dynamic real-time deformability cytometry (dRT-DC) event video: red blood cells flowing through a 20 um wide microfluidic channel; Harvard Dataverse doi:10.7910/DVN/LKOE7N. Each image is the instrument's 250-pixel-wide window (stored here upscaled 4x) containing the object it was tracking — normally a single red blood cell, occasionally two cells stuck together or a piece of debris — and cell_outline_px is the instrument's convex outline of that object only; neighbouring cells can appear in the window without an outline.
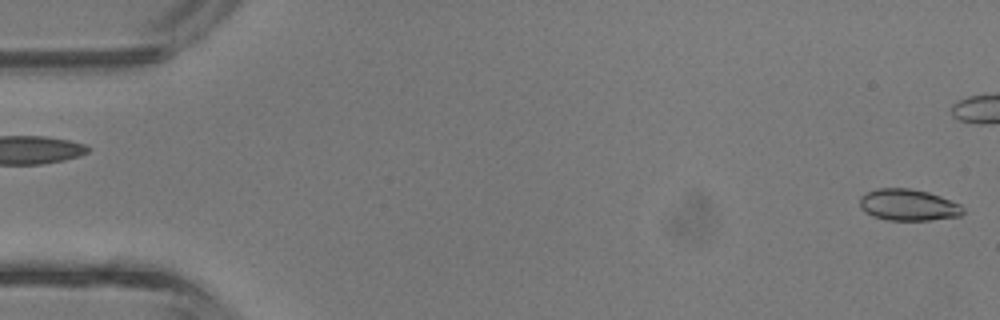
{"species": "common noctule bat (a hibernating species)", "species_latin": "Nyctalus noctula", "temperature_condition": "room temperature", "stored_images_in_passage": 5, "camera_frame_rate_fps": 3000, "um_per_image_px": 0.085, "animal": {"sex": "male", "body_mass_g": 13.3}, "frame": {"image": 1, "passage_image": 1, "time_ms": 0.0, "image_size_px": [1000, 320], "cell_outline_px": [[964, 212], [960, 216], [928, 220], [888, 220], [872, 216], [864, 212], [860, 208], [860, 196], [876, 188], [908, 188], [928, 192], [940, 196], [960, 204], [964, 208]], "centroid_in_image_um": [77.19, 17.42], "position_along_channel_um": 7.8, "area_um2": 19.02}}